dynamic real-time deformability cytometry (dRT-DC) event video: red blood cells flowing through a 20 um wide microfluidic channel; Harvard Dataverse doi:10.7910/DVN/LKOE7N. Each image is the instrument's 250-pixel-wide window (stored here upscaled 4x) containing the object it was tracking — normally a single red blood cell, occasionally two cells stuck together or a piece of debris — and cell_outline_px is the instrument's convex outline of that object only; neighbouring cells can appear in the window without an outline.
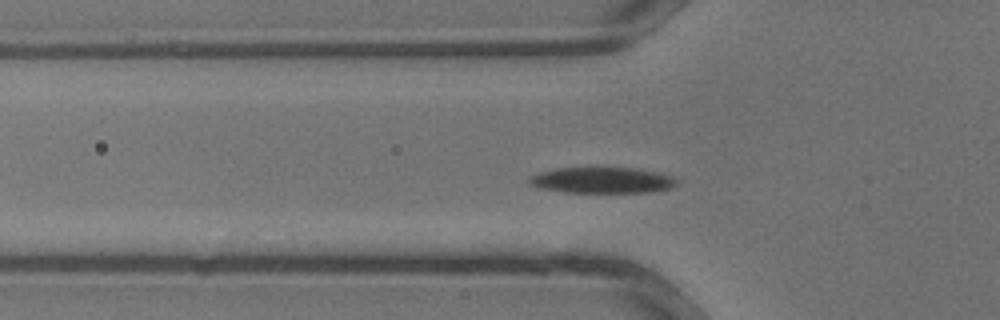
{"species": "common noctule bat (a hibernating species)", "species_latin": "Nyctalus noctula", "temperature_condition": "warm", "stored_images_in_passage": 30, "camera_frame_rate_fps": 3000, "um_per_image_px": 0.085, "animal": {"sex": "male", "body_mass_g": 13.3}, "frame": {"image": 1, "passage_image": 5, "time_ms": 1.333, "image_size_px": [1000, 320], "cell_outline_px": [[676, 184], [672, 188], [652, 192], [564, 192], [544, 188], [528, 184], [528, 176], [536, 172], [556, 168], [588, 164], [632, 168], [656, 172], [672, 176], [676, 180]], "centroid_in_image_um": [51.1, 15.26], "position_along_channel_um": 74.7, "area_um2": 23.35}}
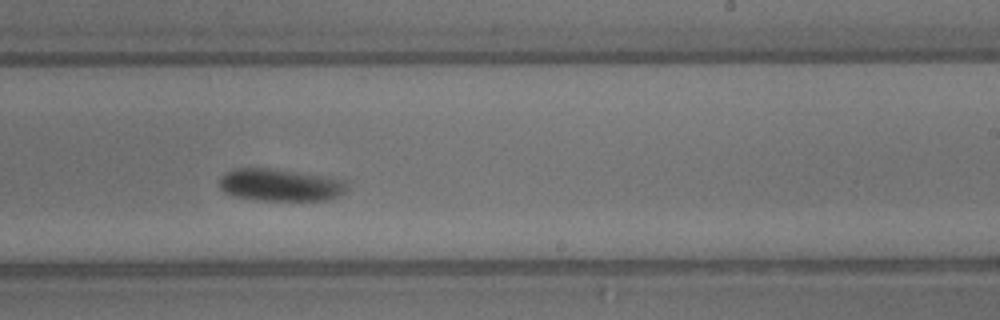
{"frame": {"image": 2, "passage_image": 15, "time_ms": 4.667, "image_size_px": [1000, 320], "cell_outline_px": [[348, 188], [344, 192], [336, 196], [324, 200], [260, 200], [240, 196], [224, 192], [220, 188], [220, 180], [228, 172], [236, 168], [272, 168], [344, 180], [348, 184]], "centroid_in_image_um": [23.84, 15.72], "position_along_channel_um": 265.2, "area_um2": 23.41}}
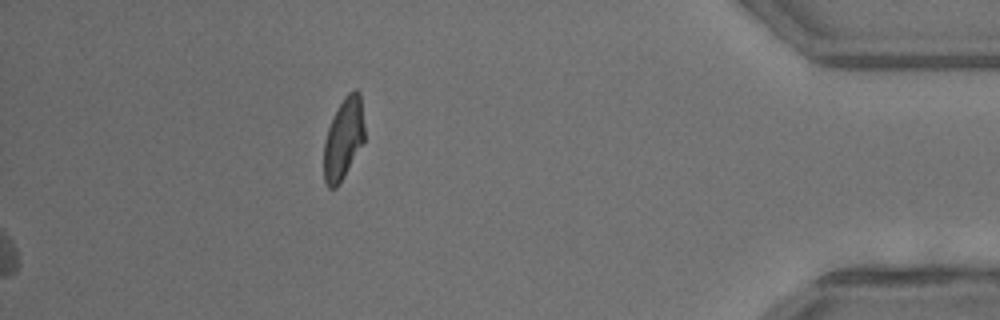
{"frame": {"image": 3, "passage_image": 30, "time_ms": 9.667, "image_size_px": [1000, 320], "cell_outline_px": [[364, 140], [340, 184], [336, 188], [328, 188], [324, 180], [324, 144], [328, 128], [344, 96], [348, 92], [356, 88], [360, 92], [364, 124]], "centroid_in_image_um": [29.2, 11.79], "position_along_channel_um": 406.0, "area_um2": 19.13}}